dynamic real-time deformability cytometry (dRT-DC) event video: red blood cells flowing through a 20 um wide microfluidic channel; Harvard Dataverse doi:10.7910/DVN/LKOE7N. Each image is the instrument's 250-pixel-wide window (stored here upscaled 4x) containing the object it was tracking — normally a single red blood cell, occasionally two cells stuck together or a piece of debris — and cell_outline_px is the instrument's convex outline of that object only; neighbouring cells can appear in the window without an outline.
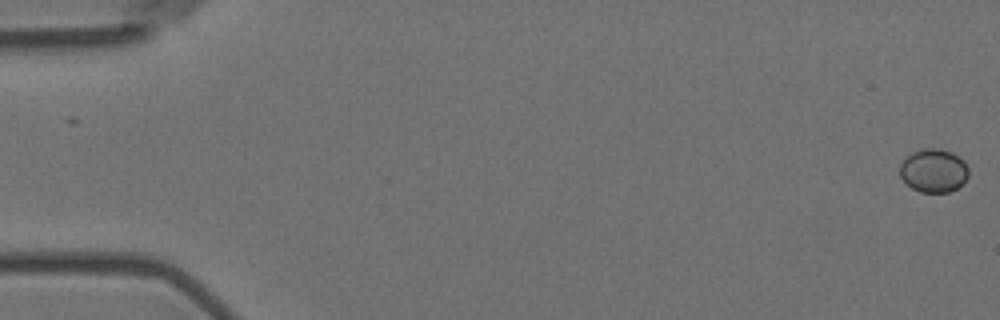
{"species": "Egyptian fruit bat (a non-hibernating species)", "species_latin": "Rousettus aegyptiacus", "temperature_condition": "room temperature", "stored_images_in_passage": 8, "camera_frame_rate_fps": 3000, "um_per_image_px": 0.085, "animal": {"sex": "female"}, "frame": {"image": 1, "passage_image": 1, "time_ms": 0.0, "image_size_px": [1000, 320], "cell_outline_px": [[968, 176], [964, 184], [948, 192], [920, 192], [904, 184], [900, 176], [900, 164], [912, 152], [920, 148], [940, 148], [952, 152], [964, 160], [968, 168]], "centroid_in_image_um": [79.36, 14.5], "position_along_channel_um": 5.6, "area_um2": 17.69}}